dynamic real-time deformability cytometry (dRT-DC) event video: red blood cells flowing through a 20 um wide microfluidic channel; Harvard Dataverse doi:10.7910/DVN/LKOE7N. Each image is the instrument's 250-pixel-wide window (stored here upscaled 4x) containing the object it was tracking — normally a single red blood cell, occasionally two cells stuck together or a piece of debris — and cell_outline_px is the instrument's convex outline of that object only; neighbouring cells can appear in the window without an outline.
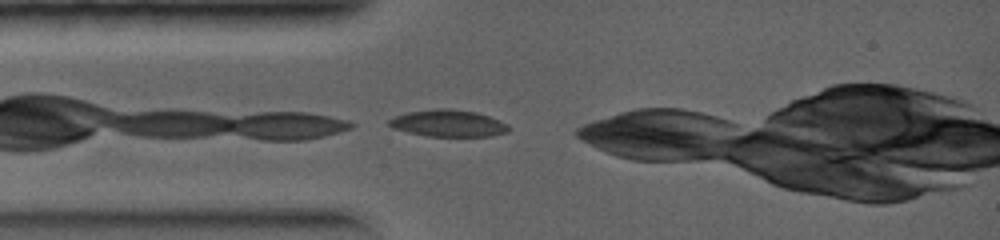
{"species": "common noctule bat (a hibernating species)", "species_latin": "Nyctalus noctula", "temperature_condition": "warm", "stored_images_in_passage": 4, "camera_frame_rate_fps": 5000, "um_per_image_px": 0.085, "animal": {"sex": "female", "body_mass_g": 19.0, "forearm_length_mm": 56.7}, "frame": {"image": 1, "passage_image": 1, "time_ms": 0.0, "image_size_px": [1000, 240], "cell_outline_px": [[512, 128], [508, 132], [492, 136], [428, 136], [408, 132], [392, 128], [388, 124], [388, 120], [396, 116], [408, 112], [436, 108], [448, 108], [476, 112], [488, 116], [508, 124]], "centroid_in_image_um": [38.12, 10.48], "position_along_channel_um": 46.9, "area_um2": 18.73}}